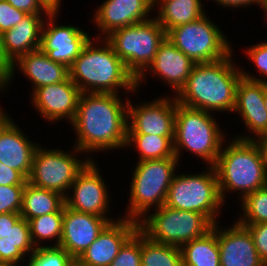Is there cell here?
I'll return each instance as SVG.
<instances>
[{
    "label": "cell",
    "mask_w": 267,
    "mask_h": 266,
    "mask_svg": "<svg viewBox=\"0 0 267 266\" xmlns=\"http://www.w3.org/2000/svg\"><path fill=\"white\" fill-rule=\"evenodd\" d=\"M97 164L95 160H91L77 175L64 197L65 206L77 212L109 218L111 191Z\"/></svg>",
    "instance_id": "7c38bea8"
},
{
    "label": "cell",
    "mask_w": 267,
    "mask_h": 266,
    "mask_svg": "<svg viewBox=\"0 0 267 266\" xmlns=\"http://www.w3.org/2000/svg\"><path fill=\"white\" fill-rule=\"evenodd\" d=\"M63 215L64 205L57 212L32 218L28 221L35 248L59 246L62 237ZM46 242H49L50 245Z\"/></svg>",
    "instance_id": "f546056e"
},
{
    "label": "cell",
    "mask_w": 267,
    "mask_h": 266,
    "mask_svg": "<svg viewBox=\"0 0 267 266\" xmlns=\"http://www.w3.org/2000/svg\"><path fill=\"white\" fill-rule=\"evenodd\" d=\"M188 56L183 54L170 40H165L160 44L155 58L147 69L136 79L137 90L148 78V73L154 78H158L171 89L172 95L175 96L184 86L192 68L195 66ZM144 81V82H143ZM142 82V83H141Z\"/></svg>",
    "instance_id": "2e32d148"
},
{
    "label": "cell",
    "mask_w": 267,
    "mask_h": 266,
    "mask_svg": "<svg viewBox=\"0 0 267 266\" xmlns=\"http://www.w3.org/2000/svg\"><path fill=\"white\" fill-rule=\"evenodd\" d=\"M65 204L60 193L27 183L23 189L20 215L29 221L32 218L57 212Z\"/></svg>",
    "instance_id": "4316f807"
},
{
    "label": "cell",
    "mask_w": 267,
    "mask_h": 266,
    "mask_svg": "<svg viewBox=\"0 0 267 266\" xmlns=\"http://www.w3.org/2000/svg\"><path fill=\"white\" fill-rule=\"evenodd\" d=\"M265 83L241 77L236 89V104L233 110L241 117L243 126L249 135L237 134L239 140H255L267 134V110L264 104ZM243 120V121H242Z\"/></svg>",
    "instance_id": "ac0fdd59"
},
{
    "label": "cell",
    "mask_w": 267,
    "mask_h": 266,
    "mask_svg": "<svg viewBox=\"0 0 267 266\" xmlns=\"http://www.w3.org/2000/svg\"><path fill=\"white\" fill-rule=\"evenodd\" d=\"M25 15L24 11L14 8L6 0H0V33L3 34L15 27Z\"/></svg>",
    "instance_id": "8d00e7d4"
},
{
    "label": "cell",
    "mask_w": 267,
    "mask_h": 266,
    "mask_svg": "<svg viewBox=\"0 0 267 266\" xmlns=\"http://www.w3.org/2000/svg\"><path fill=\"white\" fill-rule=\"evenodd\" d=\"M263 12H265L264 16V20L266 21L265 23H267V0L263 1V8H262ZM267 25V24H266Z\"/></svg>",
    "instance_id": "c3c4849f"
},
{
    "label": "cell",
    "mask_w": 267,
    "mask_h": 266,
    "mask_svg": "<svg viewBox=\"0 0 267 266\" xmlns=\"http://www.w3.org/2000/svg\"><path fill=\"white\" fill-rule=\"evenodd\" d=\"M130 99L127 134L174 136L177 107L175 96L169 94L168 97V94H165L152 101L144 100L135 105Z\"/></svg>",
    "instance_id": "5bb4252c"
},
{
    "label": "cell",
    "mask_w": 267,
    "mask_h": 266,
    "mask_svg": "<svg viewBox=\"0 0 267 266\" xmlns=\"http://www.w3.org/2000/svg\"><path fill=\"white\" fill-rule=\"evenodd\" d=\"M254 141L260 149L262 159L264 161V165H265V168L267 170V134L259 136Z\"/></svg>",
    "instance_id": "ee69618b"
},
{
    "label": "cell",
    "mask_w": 267,
    "mask_h": 266,
    "mask_svg": "<svg viewBox=\"0 0 267 266\" xmlns=\"http://www.w3.org/2000/svg\"><path fill=\"white\" fill-rule=\"evenodd\" d=\"M141 266H183L180 247L159 244L140 232Z\"/></svg>",
    "instance_id": "4dcf8cb0"
},
{
    "label": "cell",
    "mask_w": 267,
    "mask_h": 266,
    "mask_svg": "<svg viewBox=\"0 0 267 266\" xmlns=\"http://www.w3.org/2000/svg\"><path fill=\"white\" fill-rule=\"evenodd\" d=\"M12 63L5 55L3 48V35L0 33V86L7 80L11 74Z\"/></svg>",
    "instance_id": "b9f144b4"
},
{
    "label": "cell",
    "mask_w": 267,
    "mask_h": 266,
    "mask_svg": "<svg viewBox=\"0 0 267 266\" xmlns=\"http://www.w3.org/2000/svg\"><path fill=\"white\" fill-rule=\"evenodd\" d=\"M27 181L19 171L0 162V185H25Z\"/></svg>",
    "instance_id": "ab89813d"
},
{
    "label": "cell",
    "mask_w": 267,
    "mask_h": 266,
    "mask_svg": "<svg viewBox=\"0 0 267 266\" xmlns=\"http://www.w3.org/2000/svg\"><path fill=\"white\" fill-rule=\"evenodd\" d=\"M138 230V221L120 217L110 222L78 257L85 266H110L124 243Z\"/></svg>",
    "instance_id": "7402d4cb"
},
{
    "label": "cell",
    "mask_w": 267,
    "mask_h": 266,
    "mask_svg": "<svg viewBox=\"0 0 267 266\" xmlns=\"http://www.w3.org/2000/svg\"><path fill=\"white\" fill-rule=\"evenodd\" d=\"M217 25L206 13L193 22L170 29L166 38L194 63H212L234 52L230 40Z\"/></svg>",
    "instance_id": "30bf717a"
},
{
    "label": "cell",
    "mask_w": 267,
    "mask_h": 266,
    "mask_svg": "<svg viewBox=\"0 0 267 266\" xmlns=\"http://www.w3.org/2000/svg\"><path fill=\"white\" fill-rule=\"evenodd\" d=\"M213 224L217 231L220 266H266L260 259L251 234L237 220L228 228Z\"/></svg>",
    "instance_id": "44dd1931"
},
{
    "label": "cell",
    "mask_w": 267,
    "mask_h": 266,
    "mask_svg": "<svg viewBox=\"0 0 267 266\" xmlns=\"http://www.w3.org/2000/svg\"><path fill=\"white\" fill-rule=\"evenodd\" d=\"M203 5L204 0H154V11H157L153 16L167 33L206 14Z\"/></svg>",
    "instance_id": "d4e9b609"
},
{
    "label": "cell",
    "mask_w": 267,
    "mask_h": 266,
    "mask_svg": "<svg viewBox=\"0 0 267 266\" xmlns=\"http://www.w3.org/2000/svg\"><path fill=\"white\" fill-rule=\"evenodd\" d=\"M179 164L177 157L137 162L131 170L129 204L121 217L139 221L151 209L164 205Z\"/></svg>",
    "instance_id": "8992f818"
},
{
    "label": "cell",
    "mask_w": 267,
    "mask_h": 266,
    "mask_svg": "<svg viewBox=\"0 0 267 266\" xmlns=\"http://www.w3.org/2000/svg\"><path fill=\"white\" fill-rule=\"evenodd\" d=\"M66 266H85L78 258H72Z\"/></svg>",
    "instance_id": "7dc6e473"
},
{
    "label": "cell",
    "mask_w": 267,
    "mask_h": 266,
    "mask_svg": "<svg viewBox=\"0 0 267 266\" xmlns=\"http://www.w3.org/2000/svg\"><path fill=\"white\" fill-rule=\"evenodd\" d=\"M69 78L81 93H138L136 78L105 38H90L69 68Z\"/></svg>",
    "instance_id": "3957f363"
},
{
    "label": "cell",
    "mask_w": 267,
    "mask_h": 266,
    "mask_svg": "<svg viewBox=\"0 0 267 266\" xmlns=\"http://www.w3.org/2000/svg\"><path fill=\"white\" fill-rule=\"evenodd\" d=\"M264 104L267 110V83H265Z\"/></svg>",
    "instance_id": "681fc988"
},
{
    "label": "cell",
    "mask_w": 267,
    "mask_h": 266,
    "mask_svg": "<svg viewBox=\"0 0 267 266\" xmlns=\"http://www.w3.org/2000/svg\"><path fill=\"white\" fill-rule=\"evenodd\" d=\"M165 38L166 31L154 16L149 20L114 30L105 37L136 79L151 64Z\"/></svg>",
    "instance_id": "9c48e42d"
},
{
    "label": "cell",
    "mask_w": 267,
    "mask_h": 266,
    "mask_svg": "<svg viewBox=\"0 0 267 266\" xmlns=\"http://www.w3.org/2000/svg\"><path fill=\"white\" fill-rule=\"evenodd\" d=\"M17 123L13 120L0 135V162L19 171L28 180L33 156L40 143L29 140Z\"/></svg>",
    "instance_id": "603a6c76"
},
{
    "label": "cell",
    "mask_w": 267,
    "mask_h": 266,
    "mask_svg": "<svg viewBox=\"0 0 267 266\" xmlns=\"http://www.w3.org/2000/svg\"><path fill=\"white\" fill-rule=\"evenodd\" d=\"M27 258L26 266H66L73 257L65 249L56 246L36 248Z\"/></svg>",
    "instance_id": "d6a6232c"
},
{
    "label": "cell",
    "mask_w": 267,
    "mask_h": 266,
    "mask_svg": "<svg viewBox=\"0 0 267 266\" xmlns=\"http://www.w3.org/2000/svg\"><path fill=\"white\" fill-rule=\"evenodd\" d=\"M0 266H23V264H18V263H0Z\"/></svg>",
    "instance_id": "f907efd6"
},
{
    "label": "cell",
    "mask_w": 267,
    "mask_h": 266,
    "mask_svg": "<svg viewBox=\"0 0 267 266\" xmlns=\"http://www.w3.org/2000/svg\"><path fill=\"white\" fill-rule=\"evenodd\" d=\"M183 266H220L217 231L212 228L181 247Z\"/></svg>",
    "instance_id": "83f0119b"
},
{
    "label": "cell",
    "mask_w": 267,
    "mask_h": 266,
    "mask_svg": "<svg viewBox=\"0 0 267 266\" xmlns=\"http://www.w3.org/2000/svg\"><path fill=\"white\" fill-rule=\"evenodd\" d=\"M215 1L218 6H221L222 8H228L229 10L234 9V8H240L243 9V7L246 9L249 8L250 6L256 5L257 8L258 6L260 9L263 8V1L264 0H211Z\"/></svg>",
    "instance_id": "60d3db41"
},
{
    "label": "cell",
    "mask_w": 267,
    "mask_h": 266,
    "mask_svg": "<svg viewBox=\"0 0 267 266\" xmlns=\"http://www.w3.org/2000/svg\"><path fill=\"white\" fill-rule=\"evenodd\" d=\"M241 225L248 229L260 259L267 266V223Z\"/></svg>",
    "instance_id": "74e56055"
},
{
    "label": "cell",
    "mask_w": 267,
    "mask_h": 266,
    "mask_svg": "<svg viewBox=\"0 0 267 266\" xmlns=\"http://www.w3.org/2000/svg\"><path fill=\"white\" fill-rule=\"evenodd\" d=\"M110 266H141L140 231L137 230L120 248Z\"/></svg>",
    "instance_id": "e575fe53"
},
{
    "label": "cell",
    "mask_w": 267,
    "mask_h": 266,
    "mask_svg": "<svg viewBox=\"0 0 267 266\" xmlns=\"http://www.w3.org/2000/svg\"><path fill=\"white\" fill-rule=\"evenodd\" d=\"M58 14L60 11H51L46 16L41 32L40 49L52 61L70 68L92 35L89 36V33L79 26L57 23Z\"/></svg>",
    "instance_id": "4fadbf2b"
},
{
    "label": "cell",
    "mask_w": 267,
    "mask_h": 266,
    "mask_svg": "<svg viewBox=\"0 0 267 266\" xmlns=\"http://www.w3.org/2000/svg\"><path fill=\"white\" fill-rule=\"evenodd\" d=\"M25 185H0V214L20 213Z\"/></svg>",
    "instance_id": "d590c367"
},
{
    "label": "cell",
    "mask_w": 267,
    "mask_h": 266,
    "mask_svg": "<svg viewBox=\"0 0 267 266\" xmlns=\"http://www.w3.org/2000/svg\"><path fill=\"white\" fill-rule=\"evenodd\" d=\"M47 15L26 14L20 23L2 34L5 55L11 63L30 51L40 49L42 27Z\"/></svg>",
    "instance_id": "cb8c5ba5"
},
{
    "label": "cell",
    "mask_w": 267,
    "mask_h": 266,
    "mask_svg": "<svg viewBox=\"0 0 267 266\" xmlns=\"http://www.w3.org/2000/svg\"><path fill=\"white\" fill-rule=\"evenodd\" d=\"M244 53L256 67L255 69H257L256 72L259 73V76L258 74L255 75L252 72H247V70H244V68L241 67L242 77L253 81L267 83V40L260 41L257 44L247 45Z\"/></svg>",
    "instance_id": "836d02e7"
},
{
    "label": "cell",
    "mask_w": 267,
    "mask_h": 266,
    "mask_svg": "<svg viewBox=\"0 0 267 266\" xmlns=\"http://www.w3.org/2000/svg\"><path fill=\"white\" fill-rule=\"evenodd\" d=\"M22 73L27 81L31 82L32 94L37 88L45 85L56 84L69 78V68L63 64L56 63L48 58L41 49L30 51L20 56L12 63L11 74L7 80L0 86V93L8 92V87L13 84L15 73Z\"/></svg>",
    "instance_id": "ffe728a7"
},
{
    "label": "cell",
    "mask_w": 267,
    "mask_h": 266,
    "mask_svg": "<svg viewBox=\"0 0 267 266\" xmlns=\"http://www.w3.org/2000/svg\"><path fill=\"white\" fill-rule=\"evenodd\" d=\"M35 249L29 222L21 217L8 234L3 239L0 238V263L22 264Z\"/></svg>",
    "instance_id": "484cf974"
},
{
    "label": "cell",
    "mask_w": 267,
    "mask_h": 266,
    "mask_svg": "<svg viewBox=\"0 0 267 266\" xmlns=\"http://www.w3.org/2000/svg\"><path fill=\"white\" fill-rule=\"evenodd\" d=\"M215 115L177 102L173 148L179 162L182 161L181 155L187 151L203 160L207 164L205 166L215 165L228 136L216 119L218 115Z\"/></svg>",
    "instance_id": "5b68a950"
},
{
    "label": "cell",
    "mask_w": 267,
    "mask_h": 266,
    "mask_svg": "<svg viewBox=\"0 0 267 266\" xmlns=\"http://www.w3.org/2000/svg\"><path fill=\"white\" fill-rule=\"evenodd\" d=\"M81 154L84 153L74 146L71 151H66L42 147L40 144L33 156L28 182L36 187L58 192L65 197L77 175L91 161L86 155L82 159Z\"/></svg>",
    "instance_id": "8fae6325"
},
{
    "label": "cell",
    "mask_w": 267,
    "mask_h": 266,
    "mask_svg": "<svg viewBox=\"0 0 267 266\" xmlns=\"http://www.w3.org/2000/svg\"><path fill=\"white\" fill-rule=\"evenodd\" d=\"M174 136H156L149 134H127L125 149H136L137 162L176 157L173 148Z\"/></svg>",
    "instance_id": "f1b7e54d"
},
{
    "label": "cell",
    "mask_w": 267,
    "mask_h": 266,
    "mask_svg": "<svg viewBox=\"0 0 267 266\" xmlns=\"http://www.w3.org/2000/svg\"><path fill=\"white\" fill-rule=\"evenodd\" d=\"M81 91L73 81L68 78L65 81L45 85L37 88L31 95L30 100L39 116L46 123H61L67 120L71 123L75 117Z\"/></svg>",
    "instance_id": "9a60e30c"
},
{
    "label": "cell",
    "mask_w": 267,
    "mask_h": 266,
    "mask_svg": "<svg viewBox=\"0 0 267 266\" xmlns=\"http://www.w3.org/2000/svg\"><path fill=\"white\" fill-rule=\"evenodd\" d=\"M228 140L223 143L214 165L224 204L228 193L236 192L241 202L248 194L267 186V170L255 141L233 137Z\"/></svg>",
    "instance_id": "277c9868"
},
{
    "label": "cell",
    "mask_w": 267,
    "mask_h": 266,
    "mask_svg": "<svg viewBox=\"0 0 267 266\" xmlns=\"http://www.w3.org/2000/svg\"><path fill=\"white\" fill-rule=\"evenodd\" d=\"M119 217L104 218L74 211L64 204L63 229L59 247L73 258H78L98 237L103 229ZM114 219V220H113Z\"/></svg>",
    "instance_id": "d6986e66"
},
{
    "label": "cell",
    "mask_w": 267,
    "mask_h": 266,
    "mask_svg": "<svg viewBox=\"0 0 267 266\" xmlns=\"http://www.w3.org/2000/svg\"><path fill=\"white\" fill-rule=\"evenodd\" d=\"M26 14H49L51 10L41 0H6Z\"/></svg>",
    "instance_id": "f35d334b"
},
{
    "label": "cell",
    "mask_w": 267,
    "mask_h": 266,
    "mask_svg": "<svg viewBox=\"0 0 267 266\" xmlns=\"http://www.w3.org/2000/svg\"><path fill=\"white\" fill-rule=\"evenodd\" d=\"M20 218V213L0 214V238L3 239Z\"/></svg>",
    "instance_id": "7bdbcfd3"
},
{
    "label": "cell",
    "mask_w": 267,
    "mask_h": 266,
    "mask_svg": "<svg viewBox=\"0 0 267 266\" xmlns=\"http://www.w3.org/2000/svg\"><path fill=\"white\" fill-rule=\"evenodd\" d=\"M213 228L203 214L177 210L166 206L151 210L138 221V230L149 240L159 244L182 247Z\"/></svg>",
    "instance_id": "ba28073f"
},
{
    "label": "cell",
    "mask_w": 267,
    "mask_h": 266,
    "mask_svg": "<svg viewBox=\"0 0 267 266\" xmlns=\"http://www.w3.org/2000/svg\"><path fill=\"white\" fill-rule=\"evenodd\" d=\"M164 204L177 210L201 213L213 224L220 222L221 208L225 204L221 200L214 166H206L194 174L177 171Z\"/></svg>",
    "instance_id": "52a82bcc"
},
{
    "label": "cell",
    "mask_w": 267,
    "mask_h": 266,
    "mask_svg": "<svg viewBox=\"0 0 267 266\" xmlns=\"http://www.w3.org/2000/svg\"><path fill=\"white\" fill-rule=\"evenodd\" d=\"M51 11H61V0H41Z\"/></svg>",
    "instance_id": "bcb514c9"
},
{
    "label": "cell",
    "mask_w": 267,
    "mask_h": 266,
    "mask_svg": "<svg viewBox=\"0 0 267 266\" xmlns=\"http://www.w3.org/2000/svg\"><path fill=\"white\" fill-rule=\"evenodd\" d=\"M14 119L0 106V135Z\"/></svg>",
    "instance_id": "f6af8a7d"
},
{
    "label": "cell",
    "mask_w": 267,
    "mask_h": 266,
    "mask_svg": "<svg viewBox=\"0 0 267 266\" xmlns=\"http://www.w3.org/2000/svg\"><path fill=\"white\" fill-rule=\"evenodd\" d=\"M120 95L124 94H80L75 117L69 126L72 125L70 128L76 136L73 146L91 160L96 152L125 149L130 95L127 98Z\"/></svg>",
    "instance_id": "6da1fadb"
},
{
    "label": "cell",
    "mask_w": 267,
    "mask_h": 266,
    "mask_svg": "<svg viewBox=\"0 0 267 266\" xmlns=\"http://www.w3.org/2000/svg\"><path fill=\"white\" fill-rule=\"evenodd\" d=\"M233 52L222 60L195 64L184 86L175 95L186 107L216 113H232L236 89L242 77L241 63L234 62ZM235 63V64H234Z\"/></svg>",
    "instance_id": "7a4b0ae2"
},
{
    "label": "cell",
    "mask_w": 267,
    "mask_h": 266,
    "mask_svg": "<svg viewBox=\"0 0 267 266\" xmlns=\"http://www.w3.org/2000/svg\"><path fill=\"white\" fill-rule=\"evenodd\" d=\"M94 9L92 23L99 34L105 38L112 31L149 20L154 13V0H104Z\"/></svg>",
    "instance_id": "e0dca14e"
},
{
    "label": "cell",
    "mask_w": 267,
    "mask_h": 266,
    "mask_svg": "<svg viewBox=\"0 0 267 266\" xmlns=\"http://www.w3.org/2000/svg\"><path fill=\"white\" fill-rule=\"evenodd\" d=\"M239 204L241 212L236 219L240 224L267 223V186L248 194Z\"/></svg>",
    "instance_id": "1f68e13d"
}]
</instances>
